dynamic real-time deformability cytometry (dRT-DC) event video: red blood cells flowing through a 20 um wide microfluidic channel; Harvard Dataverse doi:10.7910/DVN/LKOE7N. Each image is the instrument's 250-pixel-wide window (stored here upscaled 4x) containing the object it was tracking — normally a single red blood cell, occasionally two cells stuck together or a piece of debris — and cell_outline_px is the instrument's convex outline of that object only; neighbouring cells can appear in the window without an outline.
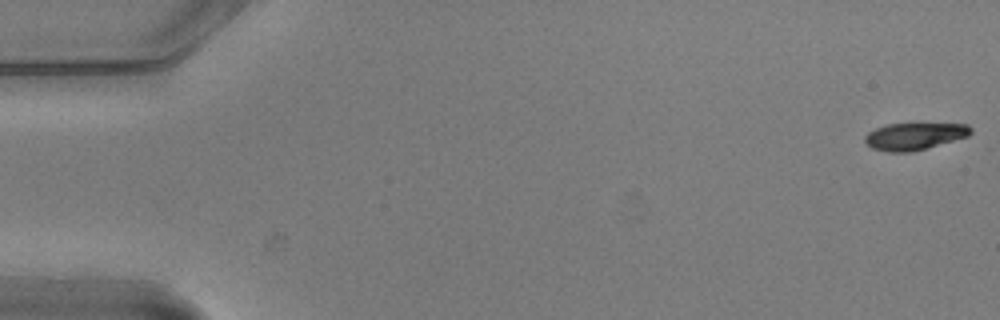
{"species": "common noctule bat (a hibernating species)", "species_latin": "Nyctalus noctula", "temperature_condition": "warm", "stored_images_in_passage": 13, "camera_frame_rate_fps": 3000, "um_per_image_px": 0.085, "animal": {"sex": "male", "body_mass_g": 20.5, "forearm_length_mm": 52.5}, "frame": {"image": 1, "passage_image": 1, "time_ms": 0.0, "image_size_px": [1000, 320], "cell_outline_px": [[972, 132], [968, 136], [912, 152], [888, 152], [872, 148], [864, 140], [864, 136], [868, 132], [876, 128], [888, 124], [912, 120], [968, 124], [972, 128]], "centroid_in_image_um": [77.76, 11.51], "position_along_channel_um": 7.2, "area_um2": 17.69}}